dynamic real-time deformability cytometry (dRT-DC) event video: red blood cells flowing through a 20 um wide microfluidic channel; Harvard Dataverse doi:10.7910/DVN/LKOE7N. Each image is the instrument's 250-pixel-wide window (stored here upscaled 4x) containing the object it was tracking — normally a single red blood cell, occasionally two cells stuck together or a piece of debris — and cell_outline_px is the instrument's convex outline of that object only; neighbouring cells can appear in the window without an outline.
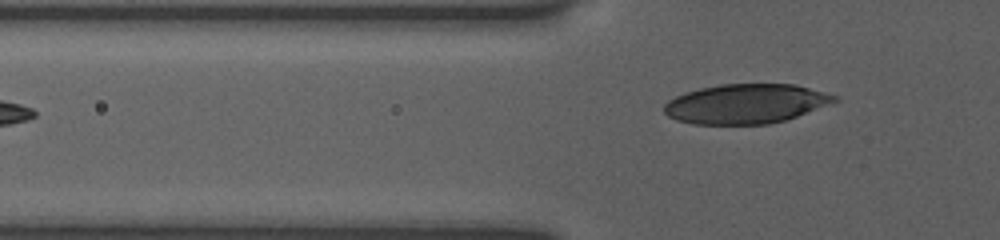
{"species": "human", "species_latin": "Homo sapiens", "temperature_condition": "room temperature", "stored_images_in_passage": 5, "segment_of_instrument_passage": [2, 2], "camera_frame_rate_fps": 3000, "um_per_image_px": 0.085, "donor": {"sex": "female"}, "frame": {"image": 1, "passage_image": 5, "time_ms": 3.333, "image_size_px": [1000, 240], "cell_outline_px": [[840, 100], [796, 116], [784, 120], [768, 124], [692, 124], [676, 120], [668, 116], [664, 112], [664, 104], [668, 100], [684, 92], [700, 88], [720, 84], [796, 84], [840, 96]], "centroid_in_image_um": [63.39, 8.81], "position_along_channel_um": 62.4, "area_um2": 39.36}}